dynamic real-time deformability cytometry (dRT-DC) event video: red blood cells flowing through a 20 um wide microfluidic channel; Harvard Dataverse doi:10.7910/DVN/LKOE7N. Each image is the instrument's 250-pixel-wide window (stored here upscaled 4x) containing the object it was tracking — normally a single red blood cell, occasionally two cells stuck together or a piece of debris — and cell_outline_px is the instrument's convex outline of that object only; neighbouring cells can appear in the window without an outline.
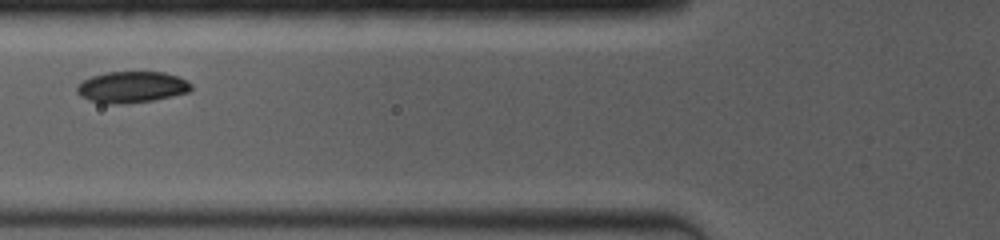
{"species": "common noctule bat (a hibernating species)", "species_latin": "Nyctalus noctula", "temperature_condition": "room temperature", "stored_images_in_passage": 5, "camera_frame_rate_fps": 4000, "um_per_image_px": 0.085, "animal": {"sex": "female", "body_mass_g": 19.0, "forearm_length_mm": 53.3}, "frame": {"image": 1, "passage_image": 2, "time_ms": 1.0, "image_size_px": [1000, 240], "cell_outline_px": [[192, 88], [188, 92], [172, 96], [152, 100], [124, 104], [108, 104], [88, 100], [80, 96], [76, 92], [76, 88], [84, 80], [92, 76], [108, 72], [164, 72], [176, 76], [192, 84]], "centroid_in_image_um": [11.18, 7.41], "position_along_channel_um": 114.6, "area_um2": 20.69}}
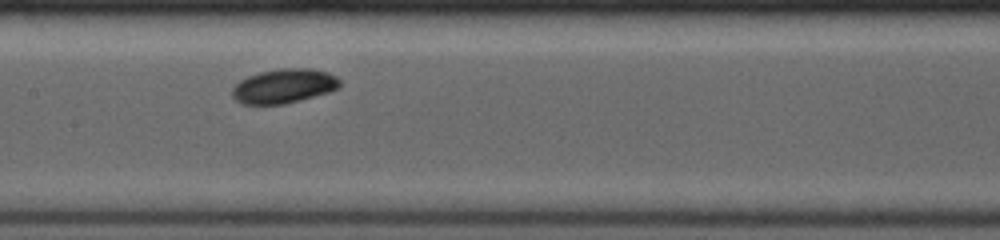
{"frame": {"image": 2, "passage_image": 4, "time_ms": 2.75, "image_size_px": [1000, 240], "cell_outline_px": [[340, 84], [332, 92], [284, 104], [240, 104], [232, 96], [232, 88], [240, 80], [248, 76], [260, 72], [280, 68], [312, 68], [328, 72], [336, 76], [340, 80]], "centroid_in_image_um": [24.14, 7.31], "position_along_channel_um": 183.3, "area_um2": 21.68}}